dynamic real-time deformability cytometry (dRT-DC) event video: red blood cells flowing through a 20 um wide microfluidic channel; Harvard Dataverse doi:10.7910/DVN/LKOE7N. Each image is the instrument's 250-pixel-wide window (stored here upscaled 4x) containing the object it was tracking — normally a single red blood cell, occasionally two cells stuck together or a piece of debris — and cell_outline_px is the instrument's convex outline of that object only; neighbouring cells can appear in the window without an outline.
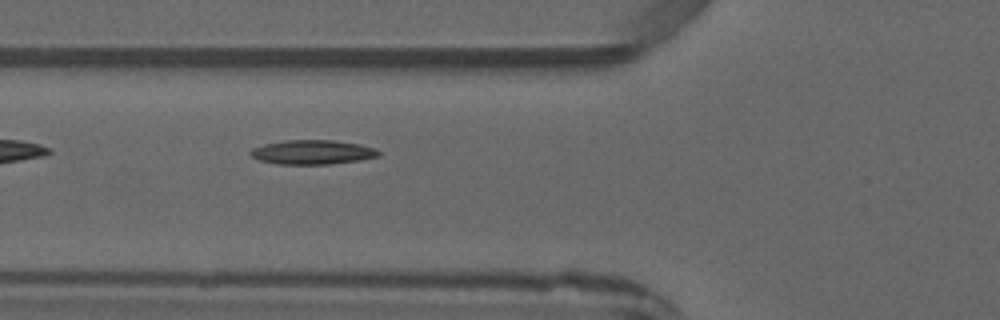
{"species": "common noctule bat (a hibernating species)", "species_latin": "Nyctalus noctula", "temperature_condition": "warm", "stored_images_in_passage": 4, "camera_frame_rate_fps": 3000, "um_per_image_px": 0.085, "animal": {"sex": "male", "forearm_length_mm": 52.5}, "frame": {"image": 1, "passage_image": 4, "time_ms": 4.667, "image_size_px": [1000, 320], "cell_outline_px": [[380, 156], [360, 160], [328, 164], [276, 164], [260, 160], [252, 156], [248, 152], [252, 148], [264, 144], [284, 140], [332, 140], [360, 144], [376, 148], [380, 152]], "centroid_in_image_um": [26.57, 12.93], "position_along_channel_um": 99.2, "area_um2": 18.21}}